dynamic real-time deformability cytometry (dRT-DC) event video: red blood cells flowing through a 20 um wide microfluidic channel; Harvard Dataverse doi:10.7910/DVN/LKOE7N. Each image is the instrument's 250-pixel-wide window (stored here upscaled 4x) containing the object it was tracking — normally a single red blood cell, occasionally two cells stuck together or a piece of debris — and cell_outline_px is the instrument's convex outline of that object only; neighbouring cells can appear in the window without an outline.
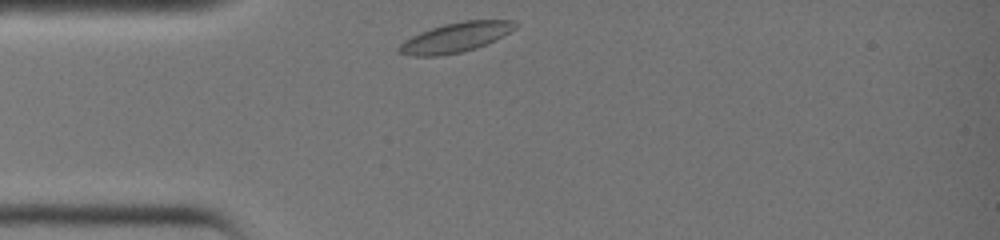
{"species": "common noctule bat (a hibernating species)", "species_latin": "Nyctalus noctula", "temperature_condition": "warm", "stored_images_in_passage": 24, "segment_of_instrument_passage": [1, 2], "camera_frame_rate_fps": 3000, "um_per_image_px": 0.085, "animal": {"sex": "female", "body_mass_g": 19.0, "forearm_length_mm": 51.5}, "frame": {"image": 1, "passage_image": 1, "time_ms": 0.0, "image_size_px": [1000, 240], "cell_outline_px": [[520, 24], [516, 28], [476, 48], [460, 52], [440, 56], [408, 56], [396, 52], [396, 48], [404, 40], [420, 32], [444, 24], [464, 20], [512, 20]], "centroid_in_image_um": [38.66, 3.19], "position_along_channel_um": 46.3, "area_um2": 20.0}}
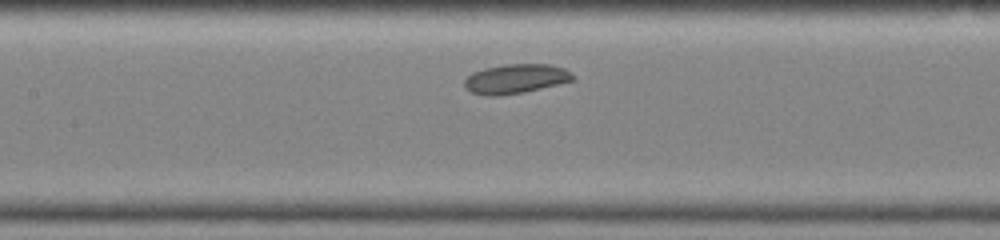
{"frame": {"image": 2, "passage_image": 9, "time_ms": 2.667, "image_size_px": [1000, 240], "cell_outline_px": [[576, 80], [524, 92], [496, 96], [484, 96], [468, 92], [464, 88], [464, 80], [472, 72], [484, 68], [504, 64], [548, 64], [564, 68], [576, 76]], "centroid_in_image_um": [43.81, 6.7], "position_along_channel_um": 163.6, "area_um2": 18.9}}
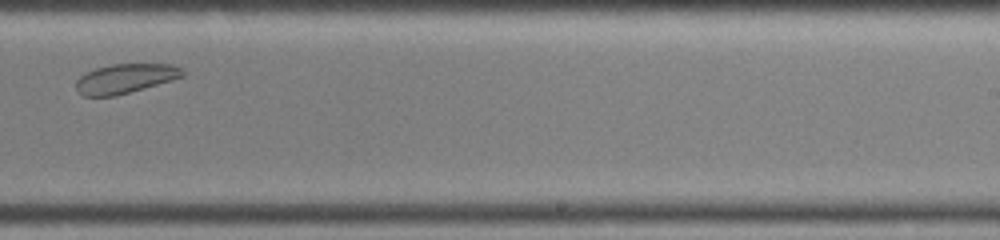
{"frame": {"image": 3, "passage_image": 16, "time_ms": 5.0, "image_size_px": [1000, 240], "cell_outline_px": [[184, 76], [116, 96], [84, 96], [76, 92], [76, 80], [80, 76], [96, 68], [112, 64], [172, 64], [180, 68], [184, 72]], "centroid_in_image_um": [10.6, 6.68], "position_along_channel_um": 278.4, "area_um2": 18.09}}